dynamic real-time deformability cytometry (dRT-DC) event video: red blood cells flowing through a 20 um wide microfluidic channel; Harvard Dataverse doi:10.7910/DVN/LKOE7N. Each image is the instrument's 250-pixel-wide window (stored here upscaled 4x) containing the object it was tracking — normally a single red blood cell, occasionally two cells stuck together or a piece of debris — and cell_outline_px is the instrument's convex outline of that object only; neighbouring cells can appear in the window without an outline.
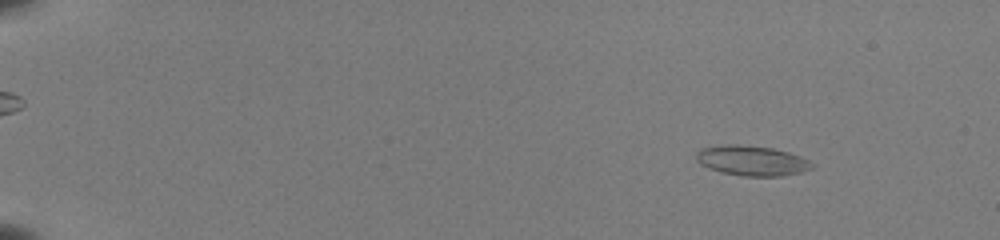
{"species": "common noctule bat (a hibernating species)", "species_latin": "Nyctalus noctula", "temperature_condition": "room temperature", "stored_images_in_passage": 55, "camera_frame_rate_fps": 3000, "um_per_image_px": 0.085, "animal": {"sex": "female", "body_mass_g": 22.0, "forearm_length_mm": 56.7}, "frame": {"image": 1, "passage_image": 8, "time_ms": 2.333, "image_size_px": [1000, 240], "cell_outline_px": [[812, 168], [800, 172], [780, 176], [744, 176], [720, 172], [708, 168], [700, 164], [696, 160], [696, 152], [700, 148], [720, 144], [736, 144], [772, 148], [788, 152], [800, 156], [808, 160], [812, 164]], "centroid_in_image_um": [63.84, 13.64], "position_along_channel_um": 21.2, "area_um2": 20.29}}
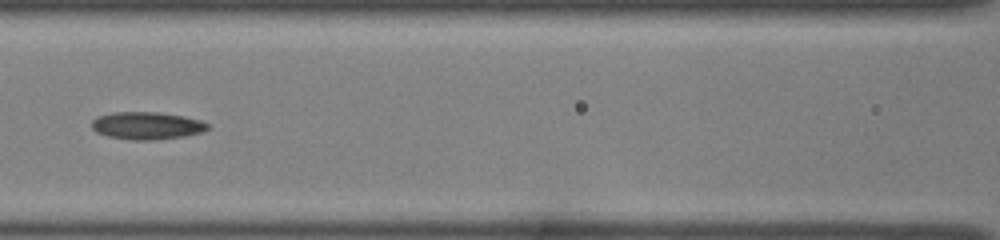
{"frame": {"image": 2, "passage_image": 29, "time_ms": 9.333, "image_size_px": [1000, 240], "cell_outline_px": [[208, 128], [200, 132], [184, 136], [152, 140], [132, 140], [108, 136], [96, 132], [92, 128], [92, 120], [96, 116], [112, 112], [156, 112], [184, 116], [200, 120], [208, 124]], "centroid_in_image_um": [12.43, 10.67], "position_along_channel_um": 154.2, "area_um2": 18.5}}
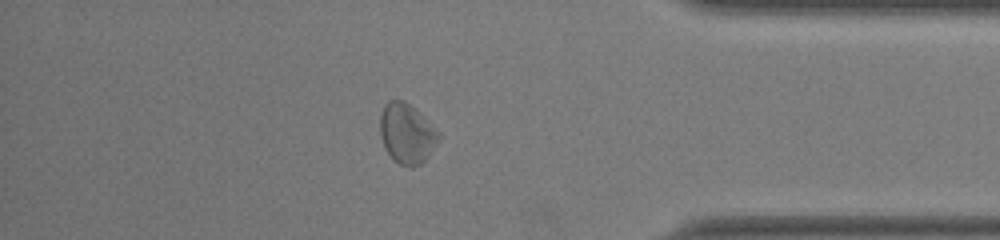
{"frame": {"image": 3, "passage_image": 49, "time_ms": 16.0, "image_size_px": [1000, 240], "cell_outline_px": [[440, 140], [428, 156], [420, 164], [412, 168], [400, 164], [384, 148], [380, 136], [380, 116], [384, 104], [388, 100], [404, 100], [440, 132]], "centroid_in_image_um": [34.57, 11.35], "position_along_channel_um": 400.6, "area_um2": 20.35}, "authors_computed_cell_mechanics": {"area_um2": 18.8428, "velocity_mm_per_s": 3.9292, "shape_relaxation_time_tau1_ms": 2.671, "shape_relaxation_time_tau2_ms": 6.8392, "deformation_change_tau1": 0.0672, "deformation_change_tau2": 0.1575}}